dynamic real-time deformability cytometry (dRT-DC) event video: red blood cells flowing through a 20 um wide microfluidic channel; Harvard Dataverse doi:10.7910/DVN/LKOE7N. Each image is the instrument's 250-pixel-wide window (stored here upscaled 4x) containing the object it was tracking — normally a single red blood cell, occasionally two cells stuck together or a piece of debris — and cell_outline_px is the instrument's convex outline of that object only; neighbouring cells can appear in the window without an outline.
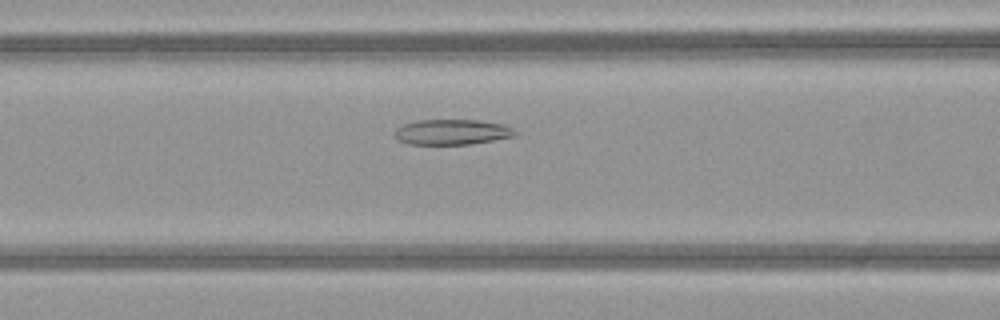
{"species": "common noctule bat (a hibernating species)", "species_latin": "Nyctalus noctula", "temperature_condition": "warm", "stored_images_in_passage": 46, "camera_frame_rate_fps": 3000, "um_per_image_px": 0.085, "animal": {"sex": "female", "body_mass_g": 21.9}, "frame": {"image": 1, "passage_image": 17, "time_ms": 5.333, "image_size_px": [1000, 320], "cell_outline_px": [[520, 132], [516, 136], [468, 144], [408, 144], [396, 140], [392, 136], [392, 132], [396, 128], [404, 124], [416, 120], [480, 120], [504, 124]], "centroid_in_image_um": [38.39, 11.22], "position_along_channel_um": 128.2, "area_um2": 18.09}}
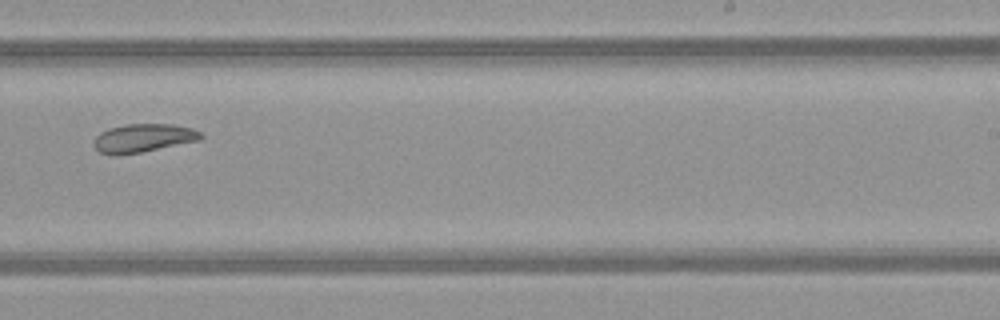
{"frame": {"image": 2, "passage_image": 28, "time_ms": 9.0, "image_size_px": [1000, 320], "cell_outline_px": [[204, 136], [200, 140], [140, 152], [100, 152], [92, 144], [96, 136], [100, 132], [108, 128], [128, 124], [172, 124], [192, 128], [200, 132]], "centroid_in_image_um": [12.23, 11.69], "position_along_channel_um": 276.8, "area_um2": 17.11}}
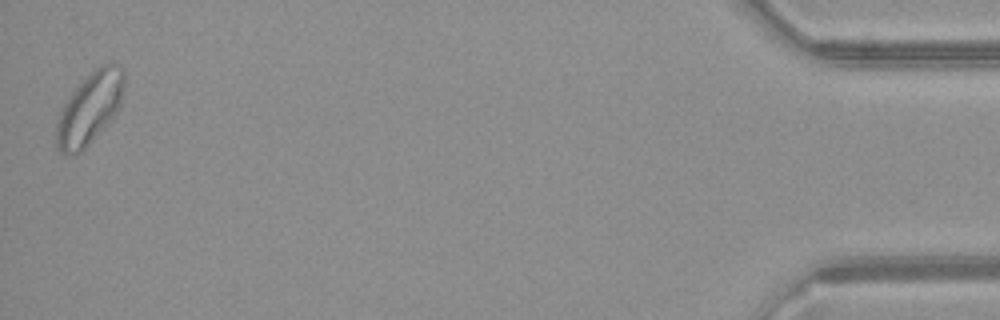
{"frame": {"image": 3, "passage_image": 46, "time_ms": 15.0, "image_size_px": [1000, 320], "cell_outline_px": [[124, 84], [120, 104], [112, 116], [88, 144], [76, 156], [68, 156], [60, 152], [56, 148], [56, 120], [68, 96], [100, 64], [108, 60], [112, 60], [124, 68]], "centroid_in_image_um": [7.6, 9.18], "position_along_channel_um": 427.6, "area_um2": 28.15}, "authors_computed_cell_mechanics": {"area_um2": 21.7039, "velocity_mm_per_s": 4.0533, "shape_relaxation_time_tau1_ms": 8.1673, "shape_relaxation_time_tau2_ms": null, "deformation_change_tau1": 0.1515, "deformation_change_tau2": null}}